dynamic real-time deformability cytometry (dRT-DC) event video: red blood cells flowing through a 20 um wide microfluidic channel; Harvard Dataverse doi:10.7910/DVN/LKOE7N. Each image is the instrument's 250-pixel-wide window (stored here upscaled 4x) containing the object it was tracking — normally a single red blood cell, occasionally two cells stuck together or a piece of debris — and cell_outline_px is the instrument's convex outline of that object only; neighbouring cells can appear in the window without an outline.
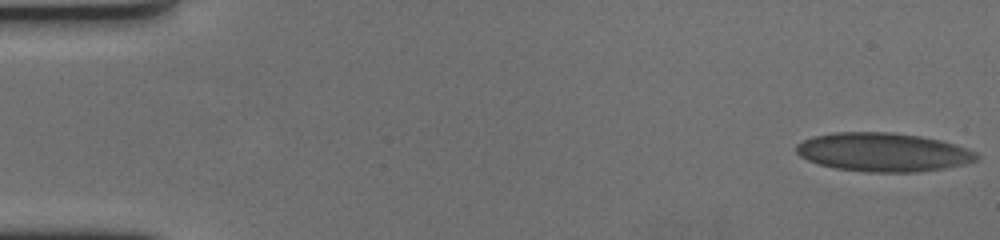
{"species": "human", "species_latin": "Homo sapiens", "temperature_condition": "cold", "stored_images_in_passage": 62, "camera_frame_rate_fps": 3000, "um_per_image_px": 0.085, "donor": {"sex": "female"}, "frame": {"image": 1, "passage_image": 1, "time_ms": 0.0, "image_size_px": [1000, 240], "cell_outline_px": [[980, 160], [964, 164], [944, 168], [916, 172], [868, 172], [836, 168], [820, 164], [808, 160], [800, 156], [796, 152], [796, 144], [812, 136], [836, 132], [892, 132], [920, 136], [940, 140], [956, 144], [976, 152], [980, 156]], "centroid_in_image_um": [75.09, 12.93], "position_along_channel_um": 9.9, "area_um2": 40.75}}
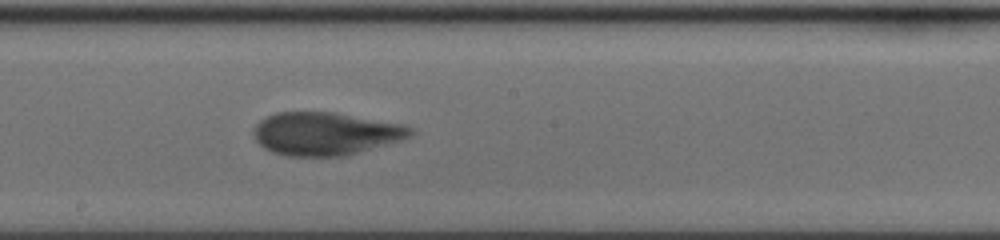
{"frame": {"image": 2, "passage_image": 34, "time_ms": 11.0, "image_size_px": [1000, 240], "cell_outline_px": [[416, 132], [412, 136], [400, 140], [348, 156], [284, 156], [272, 152], [264, 148], [256, 140], [252, 132], [252, 128], [260, 120], [276, 112], [336, 112], [404, 124], [416, 128]], "centroid_in_image_um": [27.7, 11.36], "position_along_channel_um": 220.5, "area_um2": 39.82}}
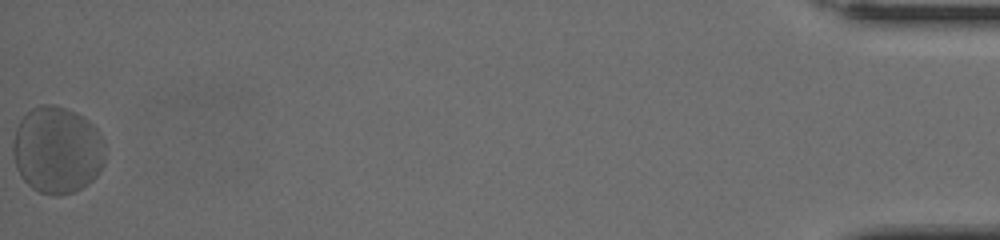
{"frame": {"image": 3, "passage_image": 62, "time_ms": 20.333, "image_size_px": [1000, 240], "cell_outline_px": [[104, 164], [100, 172], [88, 184], [76, 192], [60, 196], [56, 196], [40, 192], [32, 188], [20, 176], [16, 168], [12, 152], [12, 144], [16, 128], [20, 120], [32, 108], [40, 104], [56, 104], [76, 112], [88, 120], [96, 128], [104, 140]], "centroid_in_image_um": [4.86, 12.76], "position_along_channel_um": 430.3, "area_um2": 47.34}, "authors_computed_cell_mechanics": {"area_um2": 39.4774, "velocity_mm_per_s": 3.3069, "shape_relaxation_time_tau1_ms": 3.6507, "shape_relaxation_time_tau2_ms": 0.7342, "deformation_change_tau1": 0.1291, "deformation_change_tau2": 0.0494}}